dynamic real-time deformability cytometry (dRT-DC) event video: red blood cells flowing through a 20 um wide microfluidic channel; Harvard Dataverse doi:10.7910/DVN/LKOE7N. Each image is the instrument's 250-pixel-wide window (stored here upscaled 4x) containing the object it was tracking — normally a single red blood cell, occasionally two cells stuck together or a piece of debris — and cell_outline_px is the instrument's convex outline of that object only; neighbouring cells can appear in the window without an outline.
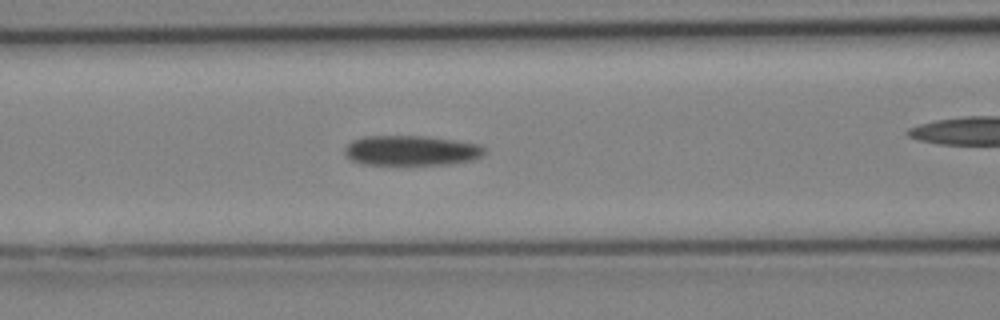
{"species": "Egyptian fruit bat (a non-hibernating species)", "species_latin": "Rousettus aegyptiacus", "temperature_condition": "cold", "stored_images_in_passage": 21, "camera_frame_rate_fps": 3000, "um_per_image_px": 0.085, "animal": {"sex": "female"}, "frame": {"image": 1, "passage_image": 12, "time_ms": 3.667, "image_size_px": [1000, 320], "cell_outline_px": [[484, 152], [480, 156], [472, 160], [448, 164], [364, 164], [352, 160], [344, 156], [344, 148], [352, 140], [364, 136], [424, 136], [456, 140], [480, 144], [484, 148]], "centroid_in_image_um": [34.92, 12.78], "position_along_channel_um": 131.7, "area_um2": 24.39}}
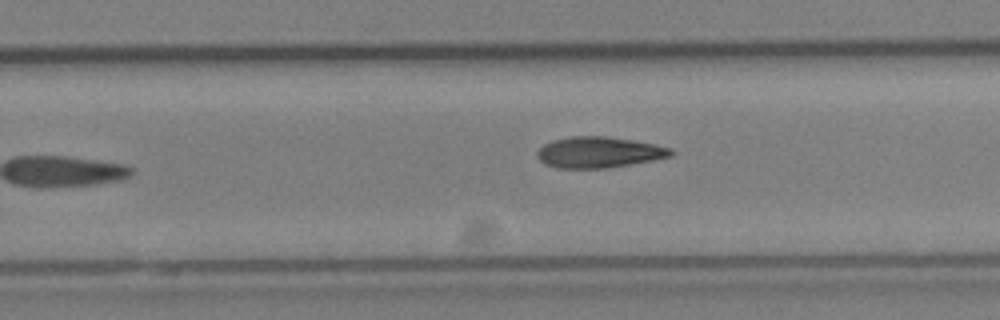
{"frame": {"image": 2, "passage_image": 21, "time_ms": 6.667, "image_size_px": [1000, 320], "cell_outline_px": [[676, 152], [672, 156], [652, 160], [604, 168], [560, 168], [544, 164], [536, 156], [536, 152], [544, 144], [552, 140], [572, 136], [604, 136], [632, 140], [656, 144], [672, 148]], "centroid_in_image_um": [50.91, 12.94], "position_along_channel_um": 278.9, "area_um2": 24.1}}